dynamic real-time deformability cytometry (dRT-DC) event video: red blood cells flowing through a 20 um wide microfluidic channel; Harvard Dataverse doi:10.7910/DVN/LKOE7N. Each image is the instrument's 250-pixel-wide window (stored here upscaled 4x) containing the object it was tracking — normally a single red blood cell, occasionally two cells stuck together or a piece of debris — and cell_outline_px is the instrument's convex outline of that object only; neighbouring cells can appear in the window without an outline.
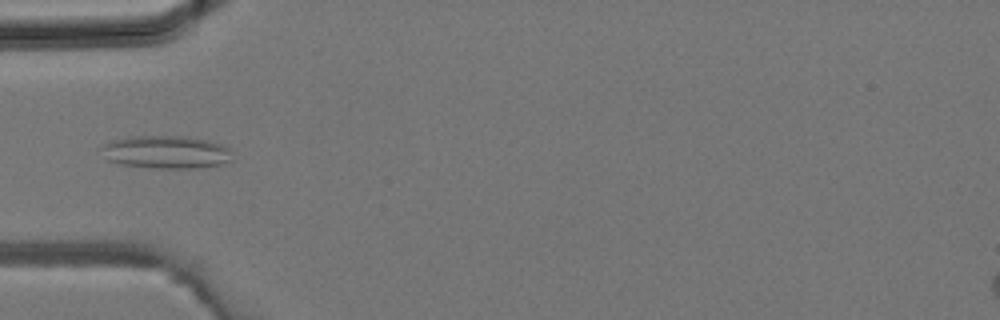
{"species": "common noctule bat (a hibernating species)", "species_latin": "Nyctalus noctula", "temperature_condition": "room temperature", "stored_images_in_passage": 26, "camera_frame_rate_fps": 3000, "um_per_image_px": 0.085, "animal": {"sex": "male", "body_mass_g": 19.2, "forearm_length_mm": 51.8}, "frame": {"image": 1, "passage_image": 1, "time_ms": 0.0, "image_size_px": [1000, 320], "cell_outline_px": [[232, 160], [220, 164], [196, 168], [152, 168], [120, 164], [108, 160], [100, 148], [100, 144], [112, 140], [128, 136], [184, 136], [204, 140], [220, 144], [228, 148]], "centroid_in_image_um": [14.05, 12.92], "position_along_channel_um": 71.0, "area_um2": 25.03}}
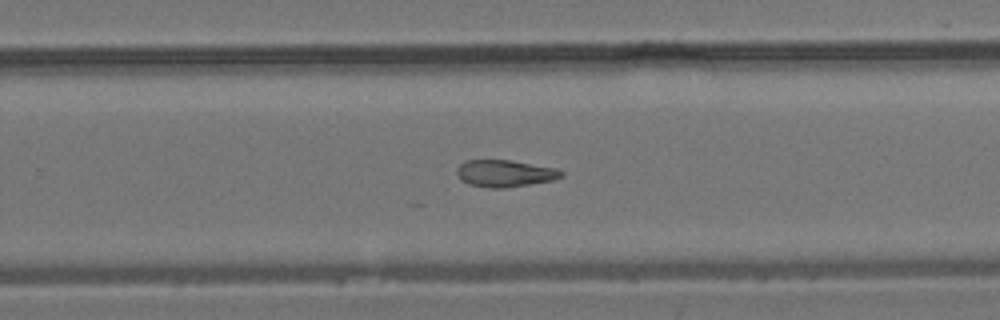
{"frame": {"image": 2, "passage_image": 13, "time_ms": 4.0, "image_size_px": [1000, 320], "cell_outline_px": [[564, 176], [552, 180], [504, 188], [488, 188], [468, 184], [460, 180], [456, 172], [456, 168], [464, 160], [508, 160], [556, 168], [564, 172]], "centroid_in_image_um": [42.87, 14.74], "position_along_channel_um": 286.9, "area_um2": 16.42}}
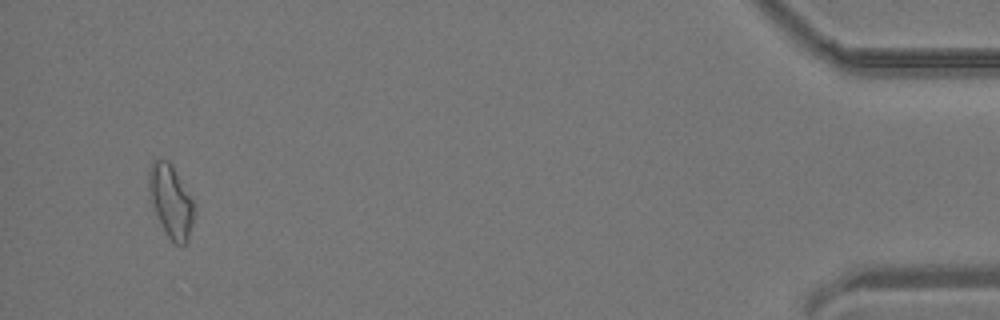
{"frame": {"image": 3, "passage_image": 25, "time_ms": 8.0, "image_size_px": [1000, 320], "cell_outline_px": [[192, 220], [188, 240], [184, 244], [176, 244], [168, 236], [152, 204], [148, 188], [148, 172], [152, 160], [168, 160], [192, 200]], "centroid_in_image_um": [14.48, 17.07], "position_along_channel_um": 420.7, "area_um2": 18.21}}